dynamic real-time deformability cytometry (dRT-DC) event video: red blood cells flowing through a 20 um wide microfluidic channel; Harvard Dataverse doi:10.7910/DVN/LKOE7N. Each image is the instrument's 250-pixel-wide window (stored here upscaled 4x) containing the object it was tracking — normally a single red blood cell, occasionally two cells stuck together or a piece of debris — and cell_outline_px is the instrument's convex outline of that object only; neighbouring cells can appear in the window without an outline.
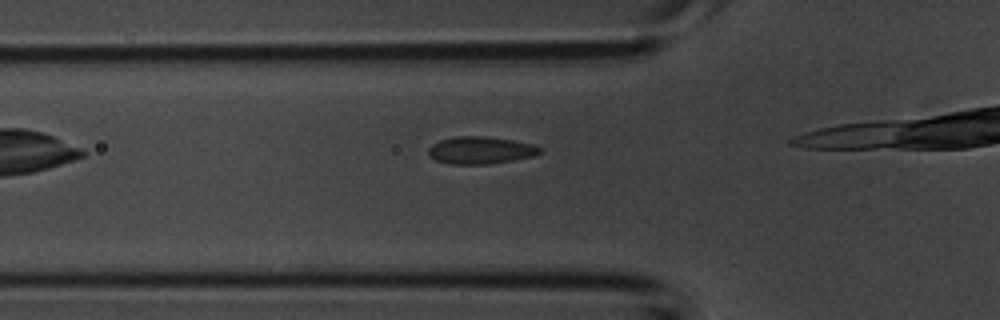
{"species": "common noctule bat (a hibernating species)", "species_latin": "Nyctalus noctula", "temperature_condition": "room temperature", "stored_images_in_passage": 6, "camera_frame_rate_fps": 3000, "um_per_image_px": 0.085, "animal": {"sex": "male", "body_mass_g": 20.1, "forearm_length_mm": 53.5}, "frame": {"image": 1, "passage_image": 3, "time_ms": 0.667, "image_size_px": [1000, 320], "cell_outline_px": [[544, 152], [532, 156], [512, 160], [488, 164], [448, 164], [436, 160], [428, 156], [428, 148], [432, 144], [440, 140], [452, 136], [488, 136], [512, 140], [532, 144], [544, 148]], "centroid_in_image_um": [40.84, 12.76], "position_along_channel_um": 85.0, "area_um2": 17.98}}